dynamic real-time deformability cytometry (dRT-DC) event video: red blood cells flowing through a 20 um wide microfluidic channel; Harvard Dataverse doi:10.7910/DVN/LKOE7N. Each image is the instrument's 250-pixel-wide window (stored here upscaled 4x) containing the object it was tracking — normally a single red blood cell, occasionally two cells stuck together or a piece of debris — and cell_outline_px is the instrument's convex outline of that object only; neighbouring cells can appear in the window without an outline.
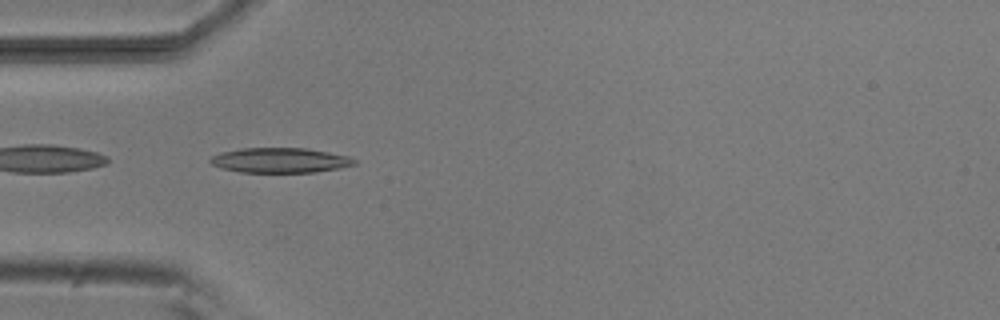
{"species": "common noctule bat (a hibernating species)", "species_latin": "Nyctalus noctula", "temperature_condition": "room temperature", "stored_images_in_passage": 51, "camera_frame_rate_fps": 3000, "um_per_image_px": 0.085, "animal": {"sex": "male", "body_mass_g": 20.5, "forearm_length_mm": 52.5}, "frame": {"image": 1, "passage_image": 15, "time_ms": 4.667, "image_size_px": [1000, 320], "cell_outline_px": [[356, 164], [340, 168], [316, 172], [240, 172], [220, 168], [212, 164], [208, 160], [212, 156], [220, 152], [240, 148], [308, 148], [348, 156], [356, 160]], "centroid_in_image_um": [23.79, 13.62], "position_along_channel_um": 61.2, "area_um2": 21.04}}
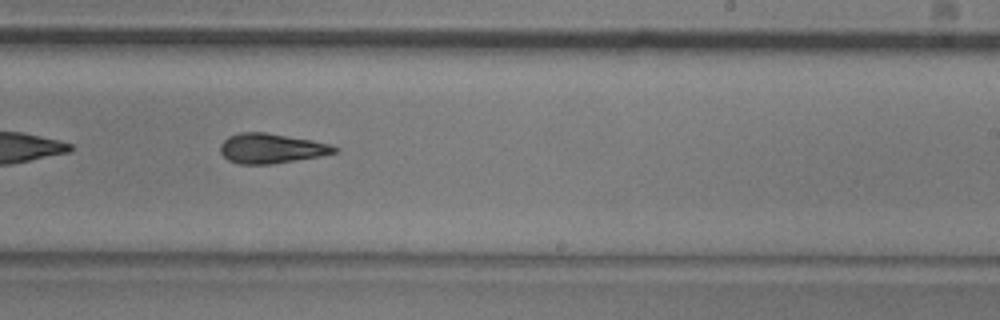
{"frame": {"image": 2, "passage_image": 31, "time_ms": 10.0, "image_size_px": [1000, 320], "cell_outline_px": [[340, 152], [320, 156], [272, 164], [240, 164], [228, 160], [220, 152], [220, 144], [228, 136], [240, 132], [264, 132], [312, 140], [332, 144], [340, 148]], "centroid_in_image_um": [23.09, 12.61], "position_along_channel_um": 265.9, "area_um2": 20.0}}
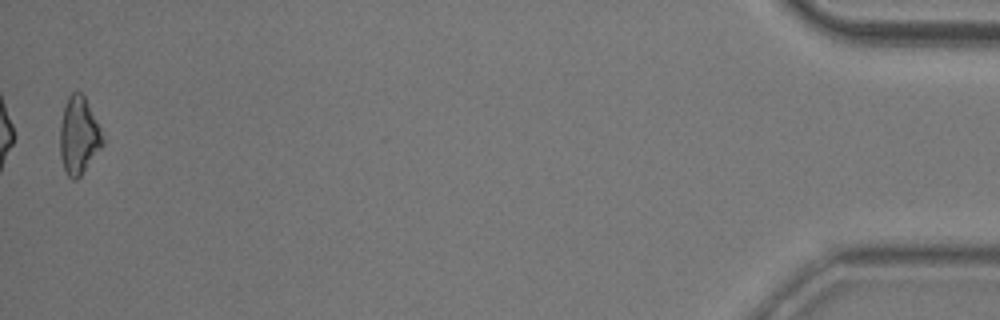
{"frame": {"image": 3, "passage_image": 51, "time_ms": 16.667, "image_size_px": [1000, 320], "cell_outline_px": [[104, 144], [80, 176], [76, 180], [72, 180], [68, 176], [64, 168], [60, 156], [60, 124], [64, 108], [68, 96], [72, 92], [80, 92], [84, 96], [104, 136]], "centroid_in_image_um": [6.69, 11.54], "position_along_channel_um": 428.5, "area_um2": 19.07}, "authors_computed_cell_mechanics": {"area_um2": 19.9988, "velocity_mm_per_s": 3.8554, "shape_relaxation_time_tau1_ms": 4.1472, "shape_relaxation_time_tau2_ms": 5.4686, "deformation_change_tau1": 0.153, "deformation_change_tau2": 0.1754}}